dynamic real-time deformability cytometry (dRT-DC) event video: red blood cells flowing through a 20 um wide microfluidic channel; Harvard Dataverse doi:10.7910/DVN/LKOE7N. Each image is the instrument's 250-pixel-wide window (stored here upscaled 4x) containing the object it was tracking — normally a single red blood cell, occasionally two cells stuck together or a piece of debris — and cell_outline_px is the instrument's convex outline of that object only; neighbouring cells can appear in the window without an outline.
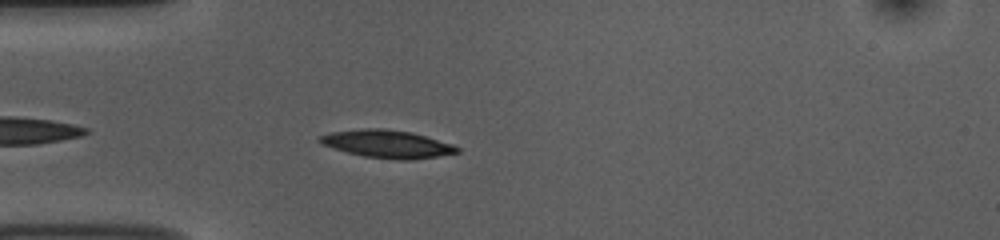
{"species": "common noctule bat (a hibernating species)", "species_latin": "Nyctalus noctula", "temperature_condition": "room temperature", "stored_images_in_passage": 43, "camera_frame_rate_fps": 3000, "um_per_image_px": 0.085, "animal": {"sex": "female", "body_mass_g": 10.0, "forearm_length_mm": 53.1}, "frame": {"image": 1, "passage_image": 4, "time_ms": 1.0, "image_size_px": [1000, 240], "cell_outline_px": [[460, 152], [436, 156], [408, 160], [400, 160], [364, 156], [348, 152], [320, 144], [316, 140], [320, 136], [332, 132], [360, 128], [384, 128], [412, 132], [452, 144], [460, 148]], "centroid_in_image_um": [32.89, 12.22], "position_along_channel_um": 52.1, "area_um2": 22.14}}
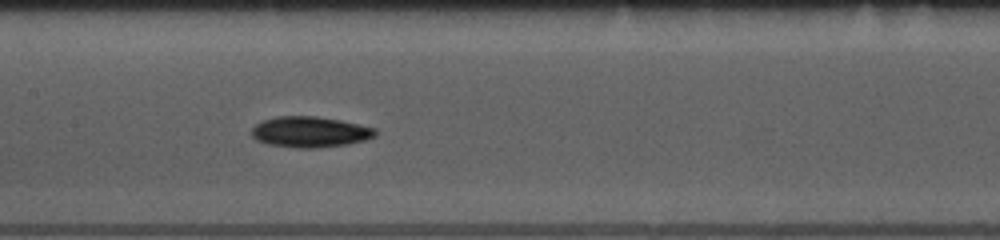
{"frame": {"image": 2, "passage_image": 15, "time_ms": 4.667, "image_size_px": [1000, 240], "cell_outline_px": [[376, 136], [364, 140], [348, 144], [316, 148], [296, 148], [268, 144], [256, 140], [252, 136], [252, 128], [260, 120], [276, 116], [316, 116], [340, 120], [376, 128]], "centroid_in_image_um": [26.33, 11.21], "position_along_channel_um": 181.1, "area_um2": 22.31}}
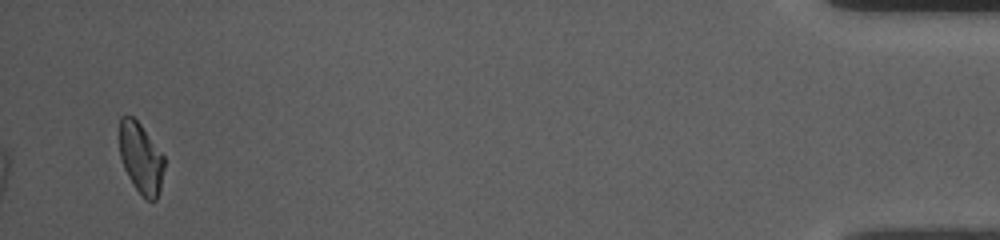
{"frame": {"image": 3, "passage_image": 41, "time_ms": 13.333, "image_size_px": [1000, 240], "cell_outline_px": [[164, 168], [160, 188], [156, 200], [148, 200], [132, 184], [124, 168], [120, 156], [120, 116], [132, 116], [140, 124], [164, 156]], "centroid_in_image_um": [11.97, 13.43], "position_along_channel_um": 423.2, "area_um2": 18.09}, "authors_computed_cell_mechanics": {"area_um2": 20.519, "velocity_mm_per_s": 3.7336, "shape_relaxation_time_tau1_ms": 3.1532, "shape_relaxation_time_tau2_ms": null, "deformation_change_tau1": 0.1065, "deformation_change_tau2": null}}